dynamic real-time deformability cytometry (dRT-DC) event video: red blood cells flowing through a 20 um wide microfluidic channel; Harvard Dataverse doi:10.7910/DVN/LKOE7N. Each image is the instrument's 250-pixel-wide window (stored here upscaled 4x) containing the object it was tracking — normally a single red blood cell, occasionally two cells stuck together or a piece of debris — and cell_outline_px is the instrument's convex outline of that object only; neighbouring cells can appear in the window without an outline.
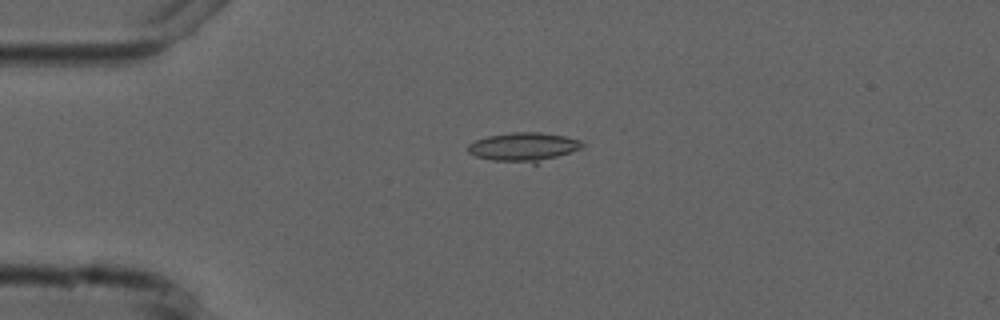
{"species": "common noctule bat (a hibernating species)", "species_latin": "Nyctalus noctula", "temperature_condition": "cold", "stored_images_in_passage": 4, "camera_frame_rate_fps": 3000, "um_per_image_px": 0.085, "animal": {"sex": "male", "forearm_length_mm": 52.5}, "frame": {"image": 1, "passage_image": 1, "time_ms": 0.0, "image_size_px": [1000, 320], "cell_outline_px": [[584, 144], [580, 148], [536, 164], [532, 164], [492, 160], [476, 156], [468, 152], [468, 144], [476, 140], [488, 136], [512, 132], [540, 132], [564, 136], [580, 140]], "centroid_in_image_um": [44.49, 12.49], "position_along_channel_um": 40.5, "area_um2": 19.13}}
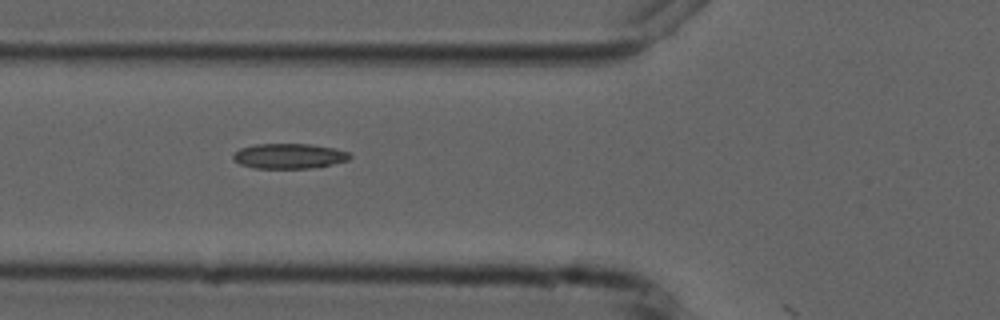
{"frame": {"image": 2, "passage_image": 3, "time_ms": 2.333, "image_size_px": [1000, 320], "cell_outline_px": [[352, 156], [348, 160], [320, 168], [256, 168], [240, 164], [232, 156], [240, 148], [256, 144], [312, 144], [336, 148], [348, 152]], "centroid_in_image_um": [24.64, 13.26], "position_along_channel_um": 101.2, "area_um2": 17.17}}
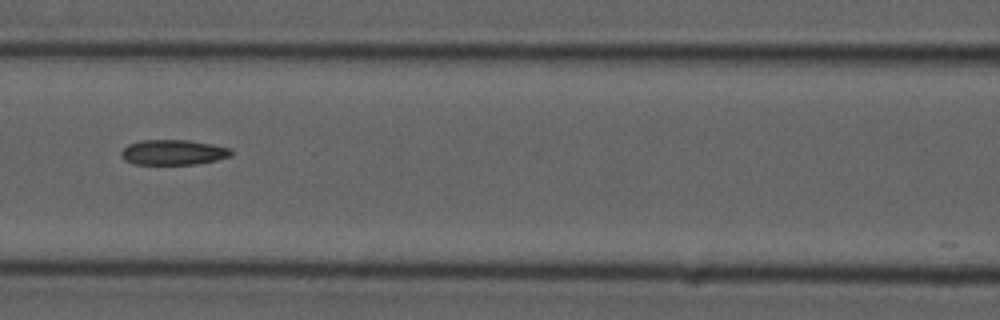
{"frame": {"image": 3, "passage_image": 4, "time_ms": 3.667, "image_size_px": [1000, 320], "cell_outline_px": [[232, 156], [216, 160], [196, 164], [136, 164], [124, 160], [120, 156], [120, 152], [128, 144], [144, 140], [188, 140], [212, 144], [232, 148]], "centroid_in_image_um": [14.74, 12.95], "position_along_channel_um": 151.9, "area_um2": 16.18}}